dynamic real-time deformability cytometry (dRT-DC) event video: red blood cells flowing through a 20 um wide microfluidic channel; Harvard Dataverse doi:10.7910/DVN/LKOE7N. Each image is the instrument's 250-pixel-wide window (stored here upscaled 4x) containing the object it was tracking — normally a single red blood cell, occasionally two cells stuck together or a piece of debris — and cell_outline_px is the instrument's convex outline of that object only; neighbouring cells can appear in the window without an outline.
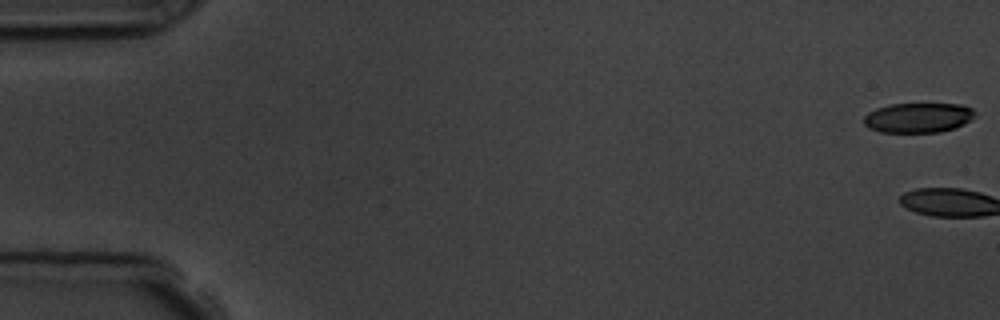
{"species": "common noctule bat (a hibernating species)", "species_latin": "Nyctalus noctula", "temperature_condition": "room temperature", "stored_images_in_passage": 6, "camera_frame_rate_fps": 3000, "um_per_image_px": 0.085, "animal": {"sex": "male", "body_mass_g": 19.5, "forearm_length_mm": 54.6}, "frame": {"image": 1, "passage_image": 1, "time_ms": 0.0, "image_size_px": [1000, 320], "cell_outline_px": [[976, 112], [964, 124], [956, 128], [940, 132], [880, 132], [868, 128], [864, 124], [864, 116], [868, 112], [876, 108], [892, 104], [964, 104], [972, 108]], "centroid_in_image_um": [78.03, 10.0], "position_along_channel_um": 7.0, "area_um2": 19.36}}